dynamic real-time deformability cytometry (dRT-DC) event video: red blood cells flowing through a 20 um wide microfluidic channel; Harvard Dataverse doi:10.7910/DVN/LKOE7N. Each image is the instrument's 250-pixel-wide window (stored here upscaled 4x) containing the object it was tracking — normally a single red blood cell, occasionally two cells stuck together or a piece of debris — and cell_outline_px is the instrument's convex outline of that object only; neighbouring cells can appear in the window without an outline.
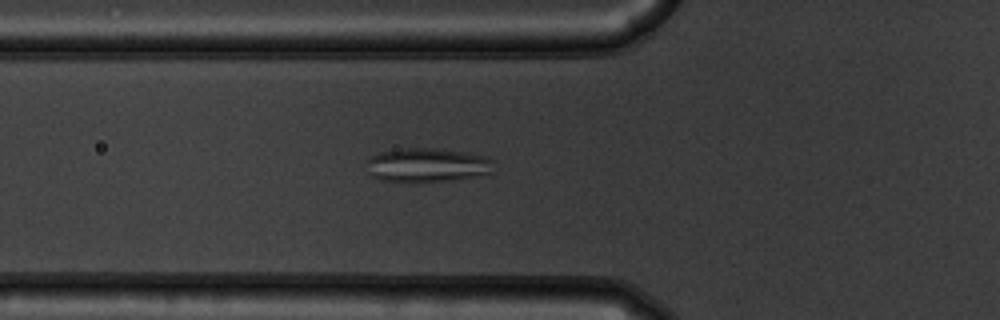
{"species": "common noctule bat (a hibernating species)", "species_latin": "Nyctalus noctula", "temperature_condition": "warm", "stored_images_in_passage": 53, "camera_frame_rate_fps": 3000, "um_per_image_px": 0.085, "animal": {"sex": "male", "body_mass_g": 19.5, "forearm_length_mm": 54.6}, "frame": {"image": 1, "passage_image": 19, "time_ms": 6.0, "image_size_px": [1000, 320], "cell_outline_px": [[492, 172], [456, 180], [416, 184], [412, 184], [380, 180], [372, 176], [368, 160], [368, 156], [380, 152], [404, 148], [432, 148], [488, 156], [492, 160]], "centroid_in_image_um": [36.29, 14.07], "position_along_channel_um": 89.5, "area_um2": 25.55}}
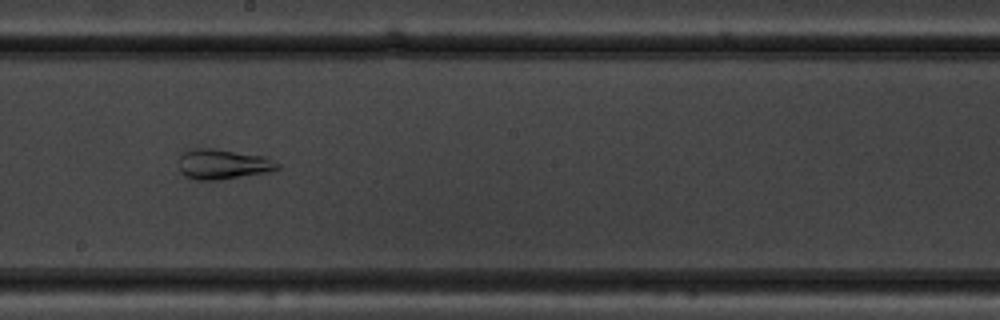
{"frame": {"image": 2, "passage_image": 30, "time_ms": 9.667, "image_size_px": [1000, 320], "cell_outline_px": [[280, 168], [268, 172], [216, 180], [196, 180], [184, 176], [180, 172], [180, 152], [188, 148], [212, 148], [264, 156], [280, 164]], "centroid_in_image_um": [18.9, 13.94], "position_along_channel_um": 229.3, "area_um2": 17.4}}
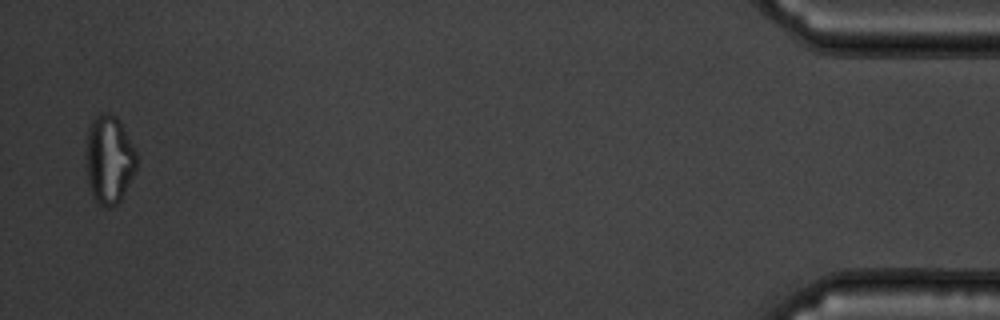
{"frame": {"image": 3, "passage_image": 52, "time_ms": 17.0, "image_size_px": [1000, 320], "cell_outline_px": [[136, 168], [120, 200], [116, 204], [108, 208], [104, 208], [92, 196], [88, 184], [84, 164], [84, 156], [88, 128], [92, 120], [100, 112], [108, 112], [116, 116], [120, 120], [136, 152]], "centroid_in_image_um": [9.22, 13.53], "position_along_channel_um": 426.0, "area_um2": 26.47}, "authors_computed_cell_mechanics": {"area_um2": 24.6806, "velocity_mm_per_s": 3.8125, "shape_relaxation_time_tau1_ms": null, "shape_relaxation_time_tau2_ms": 1.1189, "deformation_change_tau1": null, "deformation_change_tau2": 0.0779}}